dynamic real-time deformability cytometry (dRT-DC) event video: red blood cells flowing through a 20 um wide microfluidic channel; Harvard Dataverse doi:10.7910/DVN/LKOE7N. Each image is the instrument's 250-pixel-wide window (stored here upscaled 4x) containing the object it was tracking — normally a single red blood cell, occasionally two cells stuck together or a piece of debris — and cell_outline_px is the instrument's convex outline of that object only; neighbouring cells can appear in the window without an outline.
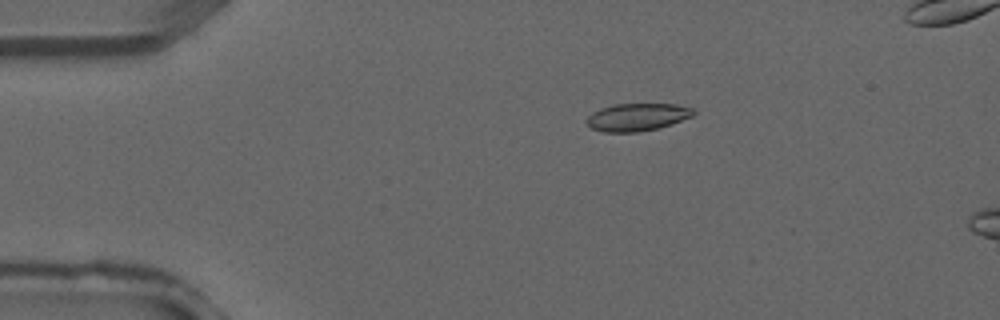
{"species": "common noctule bat (a hibernating species)", "species_latin": "Nyctalus noctula", "temperature_condition": "warm", "stored_images_in_passage": 3, "camera_frame_rate_fps": 3000, "um_per_image_px": 0.085, "animal": {"sex": "male", "forearm_length_mm": 52.5}, "frame": {"image": 1, "passage_image": 2, "time_ms": 0.333, "image_size_px": [1000, 320], "cell_outline_px": [[696, 112], [692, 116], [672, 124], [640, 132], [604, 132], [592, 128], [584, 120], [592, 112], [600, 108], [612, 104], [676, 104], [692, 108]], "centroid_in_image_um": [54.14, 9.95], "position_along_channel_um": 30.9, "area_um2": 17.22}}